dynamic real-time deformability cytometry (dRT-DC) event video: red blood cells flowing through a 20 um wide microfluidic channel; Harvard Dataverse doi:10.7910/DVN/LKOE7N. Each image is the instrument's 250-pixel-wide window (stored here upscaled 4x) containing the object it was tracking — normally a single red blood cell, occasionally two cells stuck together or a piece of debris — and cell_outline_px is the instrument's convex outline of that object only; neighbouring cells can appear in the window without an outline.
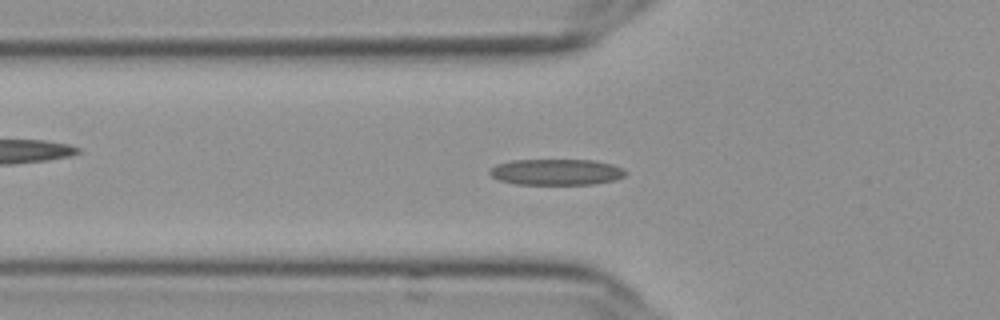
{"species": "Egyptian fruit bat (a non-hibernating species)", "species_latin": "Rousettus aegyptiacus", "temperature_condition": "cold", "stored_images_in_passage": 51, "camera_frame_rate_fps": 3000, "um_per_image_px": 0.085, "frame": {"image": 1, "passage_image": 14, "time_ms": 4.333, "image_size_px": [1000, 320], "cell_outline_px": [[628, 172], [624, 176], [616, 180], [592, 184], [516, 184], [500, 180], [492, 176], [488, 172], [496, 164], [512, 160], [592, 160], [612, 164], [624, 168]], "centroid_in_image_um": [47.32, 14.62], "position_along_channel_um": 78.5, "area_um2": 20.63}}
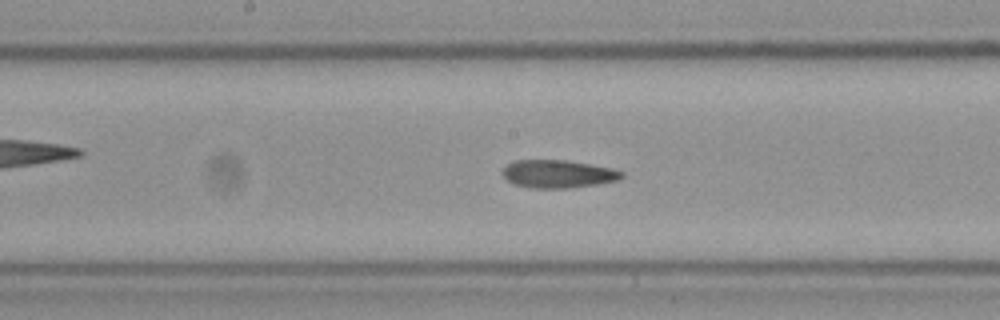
{"frame": {"image": 2, "passage_image": 24, "time_ms": 7.667, "image_size_px": [1000, 320], "cell_outline_px": [[624, 176], [620, 180], [596, 184], [568, 188], [528, 188], [512, 184], [504, 180], [500, 172], [512, 160], [568, 160], [612, 168], [624, 172]], "centroid_in_image_um": [47.38, 14.79], "position_along_channel_um": 200.8, "area_um2": 19.77}}
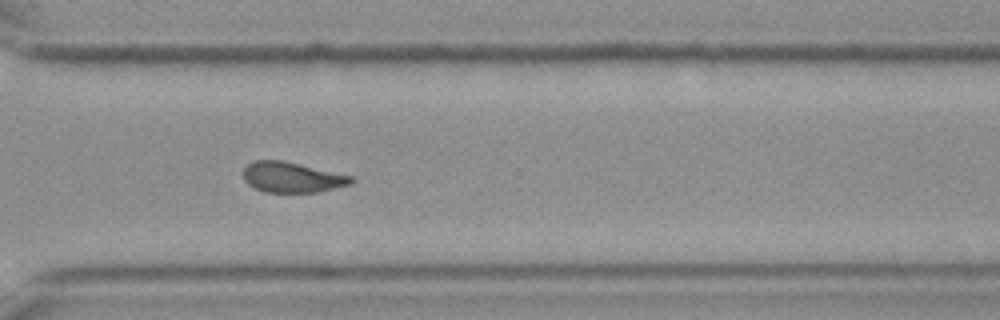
{"frame": {"image": 3, "passage_image": 36, "time_ms": 11.667, "image_size_px": [1000, 320], "cell_outline_px": [[356, 180], [352, 184], [316, 192], [264, 192], [248, 184], [244, 180], [244, 168], [252, 160], [280, 160], [300, 164], [352, 176]], "centroid_in_image_um": [24.82, 15.07], "position_along_channel_um": 345.8, "area_um2": 19.02}}